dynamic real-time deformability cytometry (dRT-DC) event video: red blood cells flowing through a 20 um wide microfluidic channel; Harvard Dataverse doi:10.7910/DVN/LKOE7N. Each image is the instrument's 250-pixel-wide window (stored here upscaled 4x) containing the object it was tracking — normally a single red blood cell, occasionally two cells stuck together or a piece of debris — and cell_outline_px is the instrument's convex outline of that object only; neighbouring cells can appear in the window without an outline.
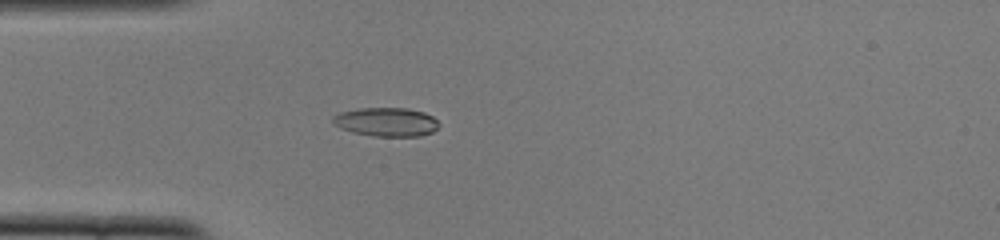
{"species": "common noctule bat (a hibernating species)", "species_latin": "Nyctalus noctula", "temperature_condition": "cold", "stored_images_in_passage": 38, "camera_frame_rate_fps": 3000, "um_per_image_px": 0.085, "animal": {"sex": "female", "body_mass_g": 22.0, "forearm_length_mm": 56.7}, "frame": {"image": 1, "passage_image": 2, "time_ms": 0.333, "image_size_px": [1000, 240], "cell_outline_px": [[440, 124], [432, 132], [420, 136], [372, 136], [352, 132], [340, 128], [332, 120], [332, 116], [340, 112], [360, 108], [408, 108], [424, 112], [432, 116]], "centroid_in_image_um": [32.83, 10.36], "position_along_channel_um": 52.2, "area_um2": 17.8}}
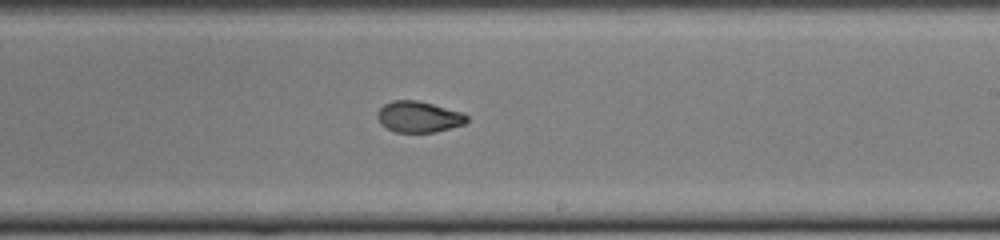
{"frame": {"image": 2, "passage_image": 18, "time_ms": 5.667, "image_size_px": [1000, 240], "cell_outline_px": [[468, 120], [464, 124], [436, 132], [396, 132], [380, 124], [376, 116], [376, 112], [384, 104], [392, 100], [416, 100], [464, 112], [468, 116]], "centroid_in_image_um": [35.58, 9.92], "position_along_channel_um": 253.4, "area_um2": 16.3}}
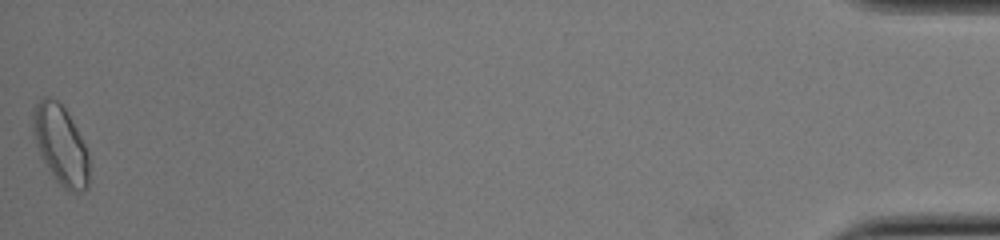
{"frame": {"image": 3, "passage_image": 38, "time_ms": 12.333, "image_size_px": [1000, 240], "cell_outline_px": [[88, 188], [80, 192], [72, 192], [64, 188], [56, 180], [40, 156], [36, 144], [32, 128], [32, 108], [40, 100], [48, 96], [56, 100], [64, 108], [76, 128], [88, 152]], "centroid_in_image_um": [5.13, 12.32], "position_along_channel_um": 430.1, "area_um2": 25.66}, "authors_computed_cell_mechanics": {"area_um2": 17.2244, "velocity_mm_per_s": 3.9053, "shape_relaxation_time_tau1_ms": null, "shape_relaxation_time_tau2_ms": 2.799, "deformation_change_tau1": null, "deformation_change_tau2": 0.0591}}